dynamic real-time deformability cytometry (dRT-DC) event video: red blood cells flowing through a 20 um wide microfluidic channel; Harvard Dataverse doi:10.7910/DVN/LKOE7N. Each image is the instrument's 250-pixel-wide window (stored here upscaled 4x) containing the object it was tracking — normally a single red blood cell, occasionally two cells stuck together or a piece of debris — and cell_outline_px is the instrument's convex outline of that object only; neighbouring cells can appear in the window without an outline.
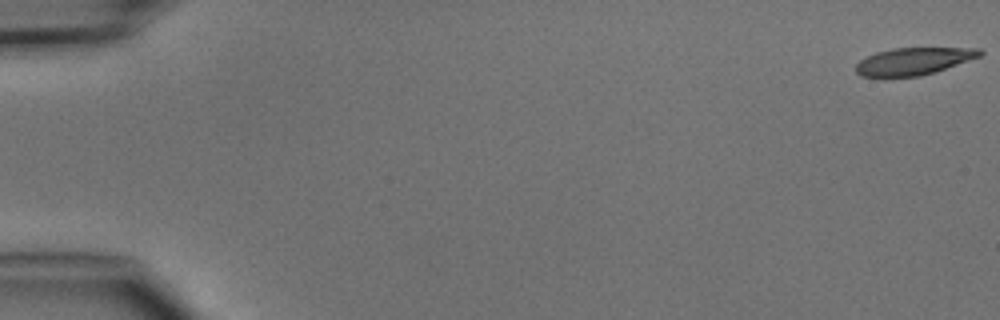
{"species": "common noctule bat (a hibernating species)", "species_latin": "Nyctalus noctula", "temperature_condition": "cold", "stored_images_in_passage": 6, "camera_frame_rate_fps": 3000, "um_per_image_px": 0.085, "animal": {"sex": "male", "body_mass_g": 15.6}, "frame": {"image": 1, "passage_image": 1, "time_ms": 0.0, "image_size_px": [1000, 320], "cell_outline_px": [[984, 52], [980, 56], [936, 72], [920, 76], [884, 80], [860, 76], [856, 72], [856, 64], [860, 60], [876, 52], [892, 48], [980, 48]], "centroid_in_image_um": [77.58, 5.25], "position_along_channel_um": 7.4, "area_um2": 20.4}}